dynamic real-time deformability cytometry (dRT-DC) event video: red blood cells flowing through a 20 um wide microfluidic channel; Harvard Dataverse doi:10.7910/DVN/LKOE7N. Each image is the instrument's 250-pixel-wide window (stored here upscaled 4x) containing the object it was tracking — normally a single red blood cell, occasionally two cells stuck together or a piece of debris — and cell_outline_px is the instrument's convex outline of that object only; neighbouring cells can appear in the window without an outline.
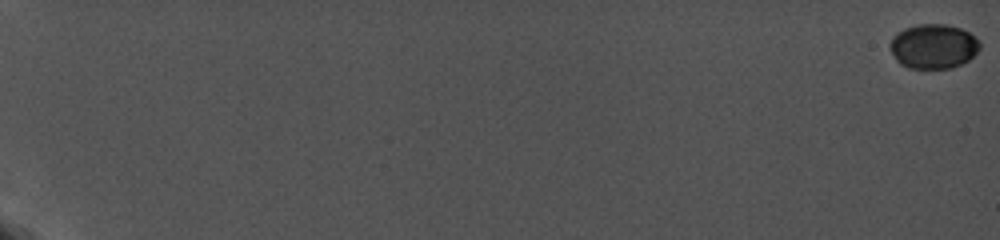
{"species": "common noctule bat (a hibernating species)", "species_latin": "Nyctalus noctula", "temperature_condition": "cold", "stored_images_in_passage": 13, "camera_frame_rate_fps": 5000, "um_per_image_px": 0.085, "animal": {"sex": "female", "body_mass_g": 19.0, "forearm_length_mm": 56.7}, "frame": {"image": 1, "passage_image": 1, "time_ms": 0.0, "image_size_px": [1000, 240], "cell_outline_px": [[980, 48], [968, 60], [960, 64], [948, 68], [912, 68], [900, 64], [896, 60], [888, 48], [888, 44], [892, 36], [896, 32], [904, 28], [916, 24], [944, 24], [960, 28], [976, 36], [980, 40]], "centroid_in_image_um": [79.3, 3.92], "position_along_channel_um": 5.7, "area_um2": 23.52}}
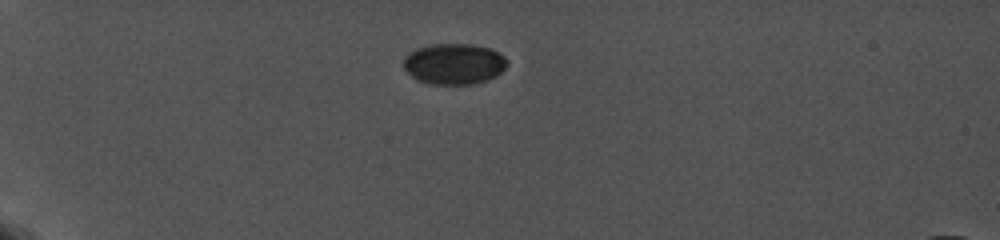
{"frame": {"image": 2, "passage_image": 9, "time_ms": 6.6, "image_size_px": [1000, 240], "cell_outline_px": [[508, 64], [496, 76], [488, 80], [472, 84], [432, 84], [416, 80], [404, 68], [404, 56], [408, 52], [416, 48], [428, 44], [472, 44], [488, 48], [500, 52], [508, 60]], "centroid_in_image_um": [38.59, 5.42], "position_along_channel_um": 46.4, "area_um2": 24.91}}